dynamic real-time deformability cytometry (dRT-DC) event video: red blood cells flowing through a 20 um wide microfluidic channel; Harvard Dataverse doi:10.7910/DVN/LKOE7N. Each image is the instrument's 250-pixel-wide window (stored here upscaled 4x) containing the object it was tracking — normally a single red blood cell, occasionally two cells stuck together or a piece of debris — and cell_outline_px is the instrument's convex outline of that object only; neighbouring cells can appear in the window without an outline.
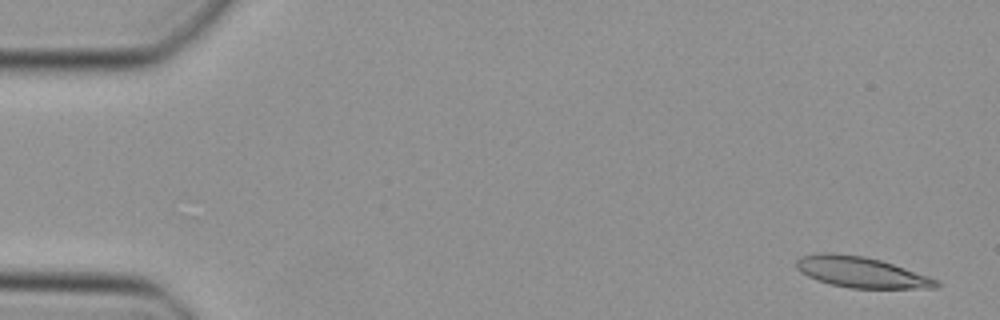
{"species": "Egyptian fruit bat (a non-hibernating species)", "species_latin": "Rousettus aegyptiacus", "temperature_condition": "cold", "stored_images_in_passage": 13, "camera_frame_rate_fps": 3000, "um_per_image_px": 0.085, "animal": {"sex": "female"}, "frame": {"image": 1, "passage_image": 1, "time_ms": 0.0, "image_size_px": [1000, 320], "cell_outline_px": [[940, 284], [936, 288], [852, 288], [832, 284], [816, 280], [800, 272], [796, 268], [796, 260], [800, 256], [824, 252], [836, 252], [864, 256], [880, 260], [940, 280]], "centroid_in_image_um": [73.17, 23.12], "position_along_channel_um": 11.8, "area_um2": 25.09}}
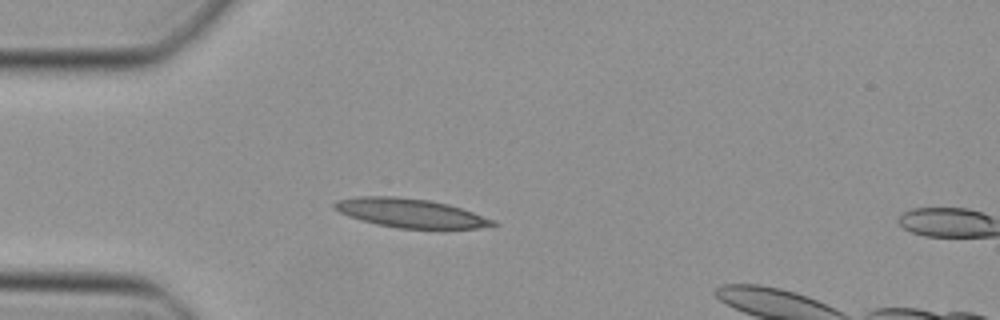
{"frame": {"image": 2, "passage_image": 12, "time_ms": 3.667, "image_size_px": [1000, 320], "cell_outline_px": [[500, 224], [476, 228], [400, 228], [376, 224], [360, 220], [348, 216], [340, 212], [332, 204], [340, 200], [356, 196], [392, 196], [428, 200], [448, 204], [496, 220]], "centroid_in_image_um": [34.89, 18.11], "position_along_channel_um": 50.1, "area_um2": 26.36}}